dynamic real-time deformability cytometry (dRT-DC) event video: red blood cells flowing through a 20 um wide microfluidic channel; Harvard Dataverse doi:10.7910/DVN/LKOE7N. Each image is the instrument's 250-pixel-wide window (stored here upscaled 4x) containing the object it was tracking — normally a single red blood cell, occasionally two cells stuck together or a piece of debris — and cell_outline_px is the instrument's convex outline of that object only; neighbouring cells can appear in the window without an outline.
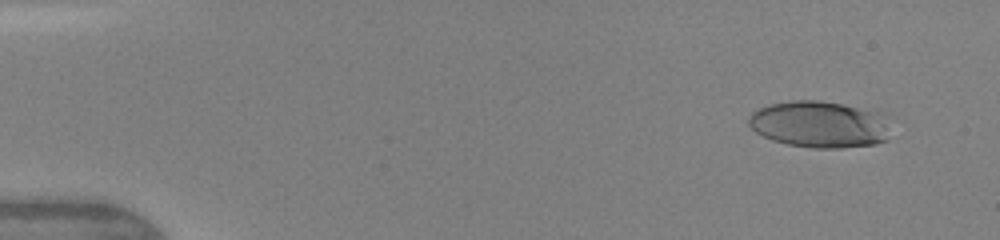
{"species": "human", "species_latin": "Homo sapiens", "temperature_condition": "warm", "stored_images_in_passage": 8, "camera_frame_rate_fps": 3000, "um_per_image_px": 0.085, "donor": {"sex": "female"}, "frame": {"image": 1, "passage_image": 2, "time_ms": 1.0, "image_size_px": [1000, 240], "cell_outline_px": [[888, 140], [876, 144], [840, 148], [812, 148], [788, 144], [772, 140], [756, 132], [748, 124], [748, 116], [756, 108], [768, 104], [792, 100], [816, 100], [840, 104], [876, 112], [884, 128]], "centroid_in_image_um": [69.5, 10.58], "position_along_channel_um": 15.5, "area_um2": 37.8}}